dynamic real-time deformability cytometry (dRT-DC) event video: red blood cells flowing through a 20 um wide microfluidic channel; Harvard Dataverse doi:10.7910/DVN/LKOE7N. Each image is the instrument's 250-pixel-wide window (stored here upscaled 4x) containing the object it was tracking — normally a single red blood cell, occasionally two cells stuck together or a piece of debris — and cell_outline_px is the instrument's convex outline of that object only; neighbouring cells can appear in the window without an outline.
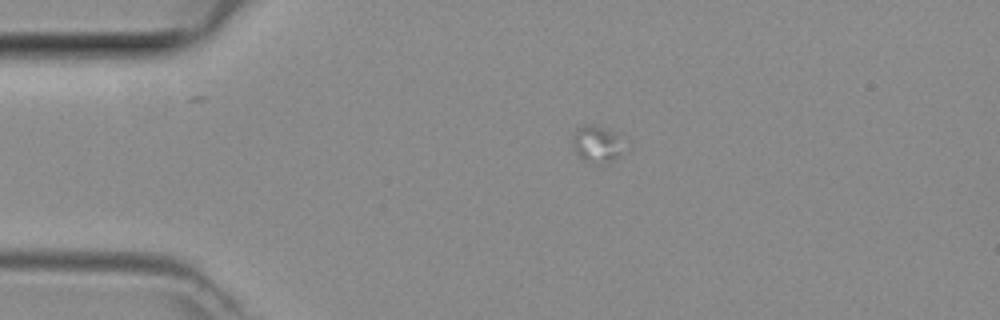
{"species": "common noctule bat (a hibernating species)", "species_latin": "Nyctalus noctula", "temperature_condition": "room temperature", "stored_images_in_passage": 4, "camera_frame_rate_fps": 3000, "um_per_image_px": 0.085, "animal": {"sex": "female", "body_mass_g": 29.2, "forearm_length_mm": 56.3}, "frame": {"image": 1, "passage_image": 1, "time_ms": 0.0, "image_size_px": [1000, 320], "cell_outline_px": [[620, 152], [616, 156], [604, 164], [584, 160], [576, 152], [572, 144], [572, 136], [576, 128], [584, 124], [592, 124], [608, 128], [616, 136]], "centroid_in_image_um": [50.6, 12.19], "position_along_channel_um": 34.4, "area_um2": 10.4}}